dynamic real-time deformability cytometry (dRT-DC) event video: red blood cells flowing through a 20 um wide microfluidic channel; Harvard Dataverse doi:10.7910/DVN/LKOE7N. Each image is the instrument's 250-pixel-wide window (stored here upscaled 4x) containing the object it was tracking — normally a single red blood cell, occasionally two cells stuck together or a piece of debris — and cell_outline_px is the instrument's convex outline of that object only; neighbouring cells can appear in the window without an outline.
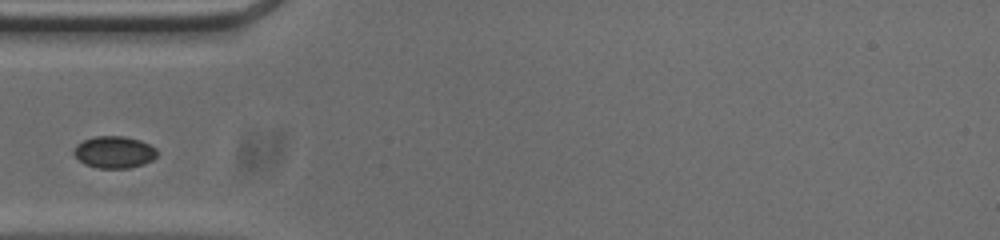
{"species": "common noctule bat (a hibernating species)", "species_latin": "Nyctalus noctula", "temperature_condition": "cold", "stored_images_in_passage": 38, "camera_frame_rate_fps": 3000, "um_per_image_px": 0.085, "animal": {"sex": "male", "body_mass_g": 20.0, "forearm_length_mm": 53.3}, "frame": {"image": 1, "passage_image": 1, "time_ms": 0.0, "image_size_px": [1000, 240], "cell_outline_px": [[156, 156], [152, 160], [144, 164], [128, 168], [96, 168], [84, 164], [72, 152], [76, 144], [84, 140], [96, 136], [124, 136], [140, 140], [156, 148]], "centroid_in_image_um": [9.69, 12.93], "position_along_channel_um": 75.3, "area_um2": 15.49}}
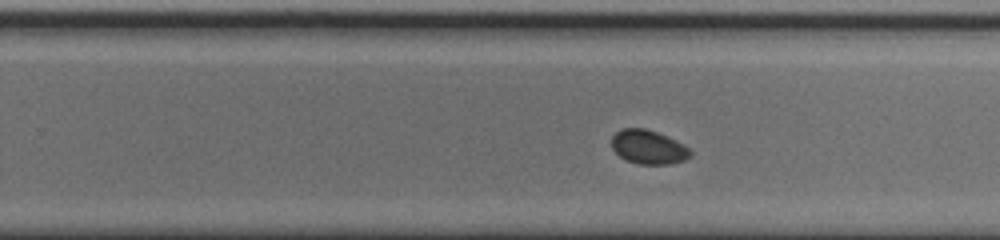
{"frame": {"image": 2, "passage_image": 17, "time_ms": 5.333, "image_size_px": [1000, 240], "cell_outline_px": [[692, 156], [684, 160], [668, 164], [636, 164], [620, 156], [612, 148], [612, 136], [620, 128], [644, 128], [656, 132], [688, 148], [692, 152]], "centroid_in_image_um": [55.07, 12.51], "position_along_channel_um": 274.7, "area_um2": 15.26}}
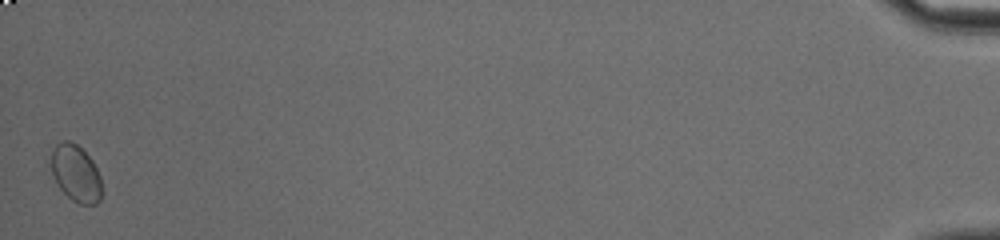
{"frame": {"image": 3, "passage_image": 38, "time_ms": 12.333, "image_size_px": [1000, 240], "cell_outline_px": [[100, 200], [96, 204], [80, 204], [72, 200], [60, 188], [52, 172], [52, 148], [56, 144], [64, 140], [68, 140], [76, 144], [92, 160], [100, 176]], "centroid_in_image_um": [6.44, 14.72], "position_along_channel_um": 428.8, "area_um2": 16.36}}